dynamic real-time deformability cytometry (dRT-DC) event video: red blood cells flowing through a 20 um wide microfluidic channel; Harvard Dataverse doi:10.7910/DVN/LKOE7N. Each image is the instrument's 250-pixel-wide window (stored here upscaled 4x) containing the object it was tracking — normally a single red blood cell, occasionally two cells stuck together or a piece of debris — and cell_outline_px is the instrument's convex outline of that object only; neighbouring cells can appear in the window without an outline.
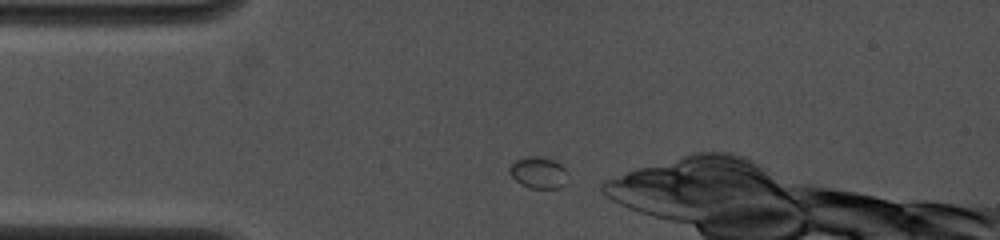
{"species": "common noctule bat (a hibernating species)", "species_latin": "Nyctalus noctula", "temperature_condition": "cold", "stored_images_in_passage": 25, "camera_frame_rate_fps": 4000, "um_per_image_px": 0.085, "animal": {"sex": "female", "body_mass_g": 19.0, "forearm_length_mm": 53.3}, "frame": {"image": 1, "passage_image": 1, "time_ms": 0.0, "image_size_px": [1000, 240], "cell_outline_px": [[564, 184], [560, 188], [528, 188], [520, 184], [508, 172], [508, 168], [516, 160], [528, 156], [540, 156], [552, 160], [560, 164], [564, 168]], "centroid_in_image_um": [45.7, 14.67], "position_along_channel_um": 39.3, "area_um2": 10.46}}
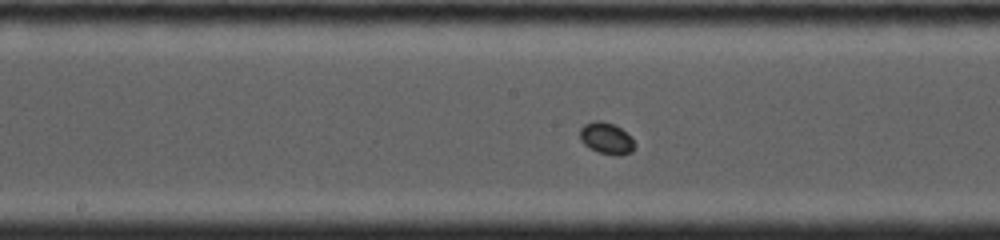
{"frame": {"image": 2, "passage_image": 12, "time_ms": 4.5, "image_size_px": [1000, 240], "cell_outline_px": [[636, 144], [632, 152], [620, 156], [616, 156], [600, 152], [588, 148], [580, 140], [580, 128], [584, 124], [596, 120], [600, 120], [612, 124], [620, 128], [632, 136]], "centroid_in_image_um": [51.57, 11.77], "position_along_channel_um": 196.6, "area_um2": 10.23}}
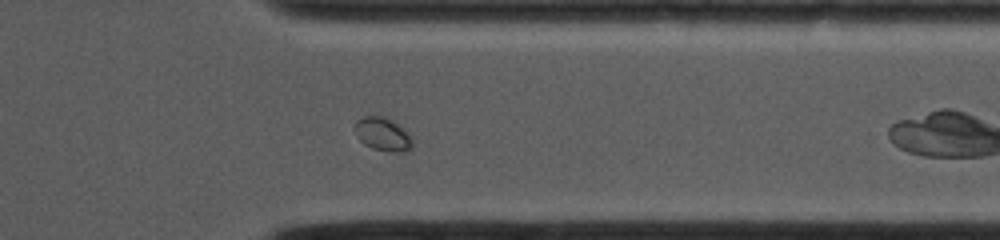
{"frame": {"image": 3, "passage_image": 20, "time_ms": 9.0, "image_size_px": [1000, 240], "cell_outline_px": [[412, 148], [408, 152], [388, 152], [372, 148], [364, 144], [356, 136], [356, 120], [364, 116], [384, 116], [392, 120], [404, 128], [412, 136]], "centroid_in_image_um": [32.58, 11.42], "position_along_channel_um": 378.8, "area_um2": 11.39}}